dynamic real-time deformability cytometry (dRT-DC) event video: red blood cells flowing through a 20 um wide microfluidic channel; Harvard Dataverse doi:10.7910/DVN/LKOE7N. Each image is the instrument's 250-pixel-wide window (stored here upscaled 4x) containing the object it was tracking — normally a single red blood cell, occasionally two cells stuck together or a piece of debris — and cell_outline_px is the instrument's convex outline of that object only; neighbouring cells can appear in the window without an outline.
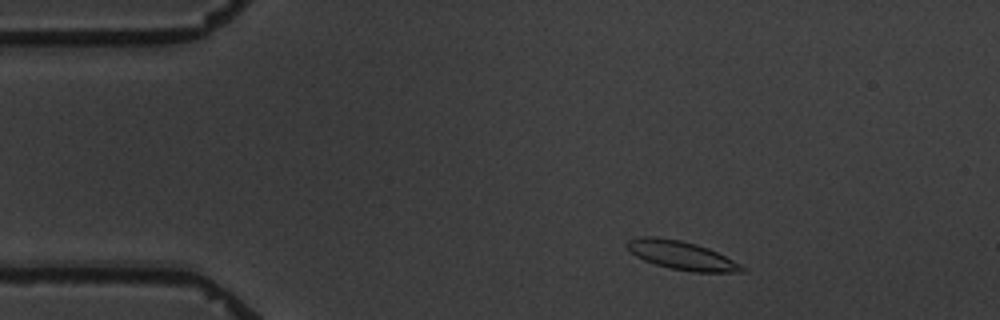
{"species": "common noctule bat (a hibernating species)", "species_latin": "Nyctalus noctula", "temperature_condition": "warm", "stored_images_in_passage": 5, "segment_of_instrument_passage": [1, 2], "camera_frame_rate_fps": 3000, "um_per_image_px": 0.085, "animal": {"sex": "male", "body_mass_g": 19.5, "forearm_length_mm": 54.6}, "frame": {"image": 1, "passage_image": 2, "time_ms": 1.333, "image_size_px": [1000, 320], "cell_outline_px": [[748, 272], [692, 272], [668, 268], [644, 260], [636, 256], [624, 244], [628, 240], [640, 236], [656, 236], [680, 240], [696, 244], [708, 248], [748, 268]], "centroid_in_image_um": [57.93, 21.71], "position_along_channel_um": 27.1, "area_um2": 19.19}}